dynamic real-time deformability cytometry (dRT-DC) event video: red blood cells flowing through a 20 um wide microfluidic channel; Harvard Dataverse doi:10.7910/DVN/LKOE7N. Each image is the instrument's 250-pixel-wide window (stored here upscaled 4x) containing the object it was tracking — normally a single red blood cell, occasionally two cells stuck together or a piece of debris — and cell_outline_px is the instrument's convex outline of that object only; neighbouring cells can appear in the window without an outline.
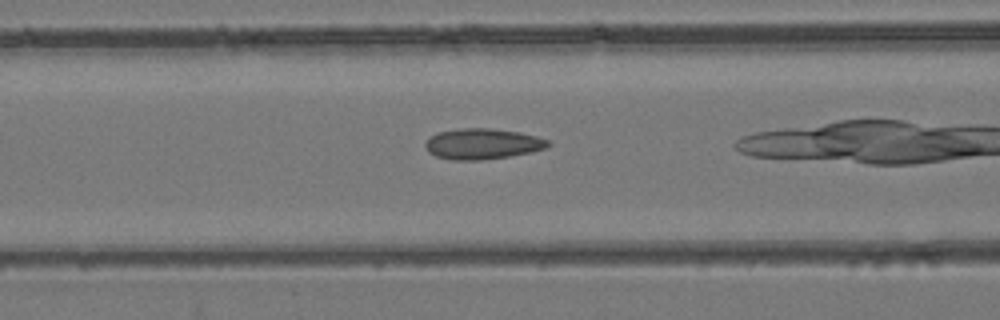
{"species": "common noctule bat (a hibernating species)", "species_latin": "Nyctalus noctula", "temperature_condition": "room temperature", "stored_images_in_passage": 21, "camera_frame_rate_fps": 3000, "um_per_image_px": 0.085, "animal": {"sex": "female", "body_mass_g": 24.6, "forearm_length_mm": 56.2}, "frame": {"image": 1, "passage_image": 4, "time_ms": 1.0, "image_size_px": [1000, 320], "cell_outline_px": [[552, 144], [544, 148], [528, 152], [508, 156], [480, 160], [452, 160], [436, 156], [428, 152], [424, 144], [432, 136], [440, 132], [460, 128], [488, 128], [520, 132], [536, 136], [548, 140]], "centroid_in_image_um": [41.0, 12.22], "position_along_channel_um": 125.6, "area_um2": 21.68}}
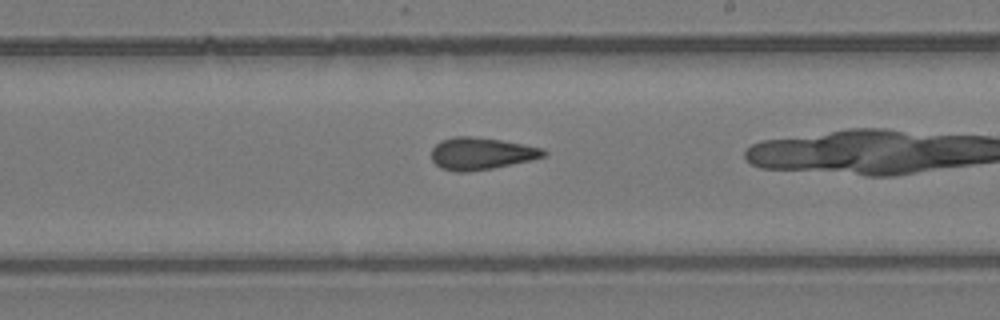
{"frame": {"image": 2, "passage_image": 12, "time_ms": 3.667, "image_size_px": [1000, 320], "cell_outline_px": [[548, 152], [544, 156], [532, 160], [492, 168], [468, 172], [456, 172], [440, 168], [432, 160], [432, 148], [440, 140], [456, 136], [472, 136], [500, 140], [544, 148]], "centroid_in_image_um": [40.9, 13.05], "position_along_channel_um": 248.1, "area_um2": 21.04}}